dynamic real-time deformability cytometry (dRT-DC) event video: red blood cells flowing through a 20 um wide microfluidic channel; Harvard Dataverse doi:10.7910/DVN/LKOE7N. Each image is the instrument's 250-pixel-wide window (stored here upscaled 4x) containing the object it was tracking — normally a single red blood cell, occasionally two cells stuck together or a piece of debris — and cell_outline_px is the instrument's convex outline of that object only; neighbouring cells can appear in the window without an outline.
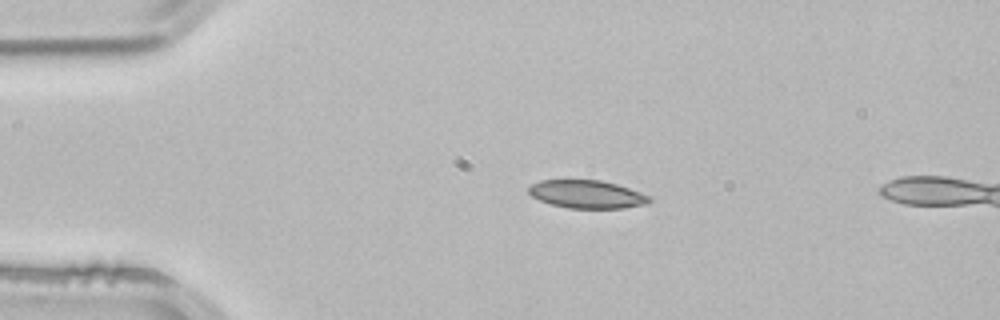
{"species": "common noctule bat (a hibernating species)", "species_latin": "Nyctalus noctula", "temperature_condition": "room temperature", "stored_images_in_passage": 4, "camera_frame_rate_fps": 3000, "um_per_image_px": 0.085, "animal": {"sex": "male", "body_mass_g": 21.5, "forearm_length_mm": 52.0}, "frame": {"image": 1, "passage_image": 2, "time_ms": 0.333, "image_size_px": [1000, 320], "cell_outline_px": [[652, 200], [648, 204], [624, 208], [568, 208], [552, 204], [540, 200], [532, 196], [528, 192], [528, 188], [532, 184], [540, 180], [600, 180], [616, 184], [652, 196]], "centroid_in_image_um": [49.92, 16.51], "position_along_channel_um": 35.1, "area_um2": 19.71}}